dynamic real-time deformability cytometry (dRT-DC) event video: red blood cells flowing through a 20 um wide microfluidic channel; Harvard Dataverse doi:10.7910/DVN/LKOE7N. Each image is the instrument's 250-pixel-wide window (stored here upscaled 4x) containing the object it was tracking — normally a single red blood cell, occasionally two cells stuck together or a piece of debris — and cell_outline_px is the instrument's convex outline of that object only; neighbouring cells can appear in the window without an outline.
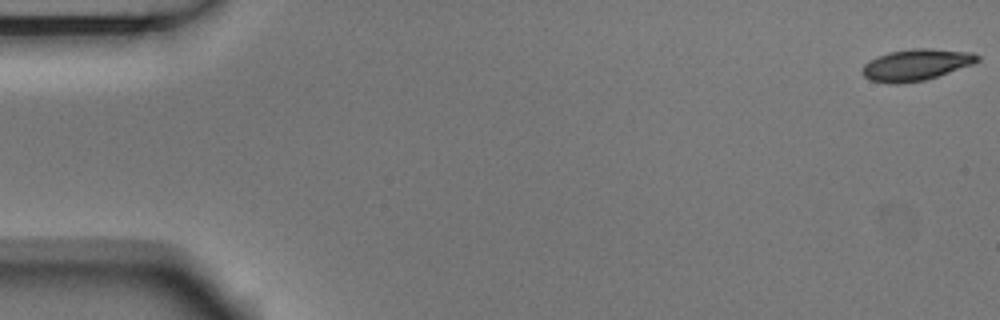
{"species": "Egyptian fruit bat (a non-hibernating species)", "species_latin": "Rousettus aegyptiacus", "temperature_condition": "room temperature", "stored_images_in_passage": 4, "camera_frame_rate_fps": 3000, "um_per_image_px": 0.085, "animal": {"sex": "male"}, "frame": {"image": 1, "passage_image": 1, "time_ms": 0.0, "image_size_px": [1000, 320], "cell_outline_px": [[980, 60], [972, 64], [924, 80], [896, 84], [888, 84], [872, 80], [864, 76], [860, 72], [864, 64], [868, 60], [876, 56], [888, 52], [912, 48], [928, 48], [972, 52], [980, 56]], "centroid_in_image_um": [77.82, 5.49], "position_along_channel_um": 7.2, "area_um2": 21.1}}